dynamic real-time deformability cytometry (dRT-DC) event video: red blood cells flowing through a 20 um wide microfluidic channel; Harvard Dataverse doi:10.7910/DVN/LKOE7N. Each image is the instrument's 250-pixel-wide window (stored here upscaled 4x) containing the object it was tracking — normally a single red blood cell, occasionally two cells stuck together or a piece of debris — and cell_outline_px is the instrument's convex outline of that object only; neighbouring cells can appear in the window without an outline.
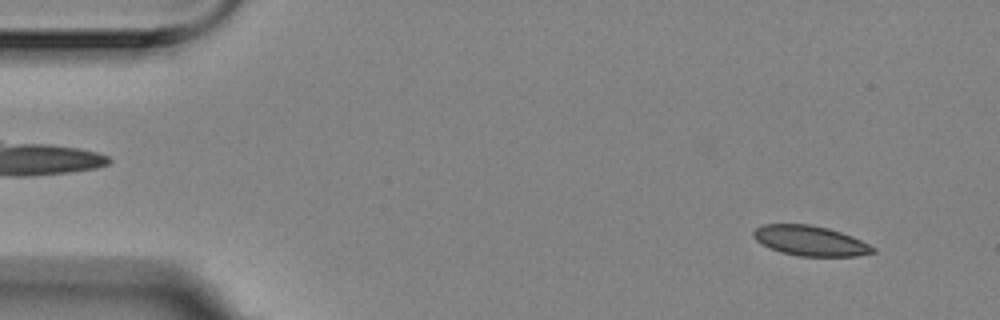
{"species": "Egyptian fruit bat (a non-hibernating species)", "species_latin": "Rousettus aegyptiacus", "temperature_condition": "room temperature", "stored_images_in_passage": 4, "camera_frame_rate_fps": 3000, "um_per_image_px": 0.085, "animal": {"sex": "female"}, "frame": {"image": 1, "passage_image": 1, "time_ms": 0.0, "image_size_px": [1000, 320], "cell_outline_px": [[876, 252], [856, 256], [800, 256], [780, 252], [756, 240], [752, 236], [752, 232], [756, 228], [764, 224], [812, 224], [828, 228], [852, 236], [876, 248]], "centroid_in_image_um": [68.87, 20.46], "position_along_channel_um": 16.1, "area_um2": 20.81}}
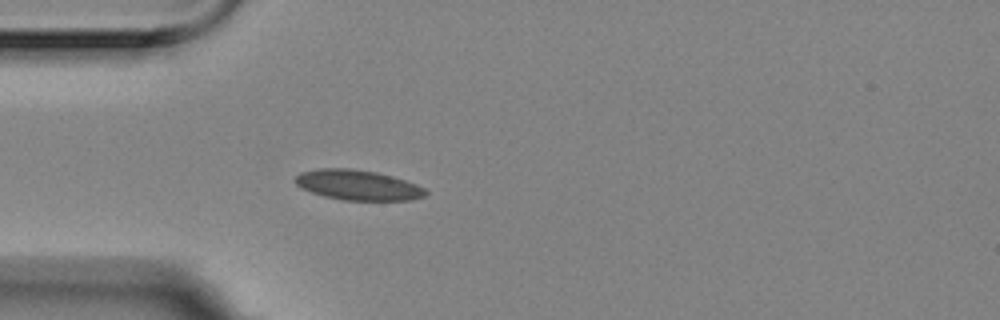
{"frame": {"image": 2, "passage_image": 4, "time_ms": 1.0, "image_size_px": [1000, 320], "cell_outline_px": [[428, 192], [424, 196], [412, 200], [344, 200], [324, 196], [300, 188], [292, 180], [300, 172], [320, 168], [352, 168], [376, 172], [392, 176], [416, 184], [424, 188]], "centroid_in_image_um": [30.38, 15.72], "position_along_channel_um": 54.6, "area_um2": 22.95}}